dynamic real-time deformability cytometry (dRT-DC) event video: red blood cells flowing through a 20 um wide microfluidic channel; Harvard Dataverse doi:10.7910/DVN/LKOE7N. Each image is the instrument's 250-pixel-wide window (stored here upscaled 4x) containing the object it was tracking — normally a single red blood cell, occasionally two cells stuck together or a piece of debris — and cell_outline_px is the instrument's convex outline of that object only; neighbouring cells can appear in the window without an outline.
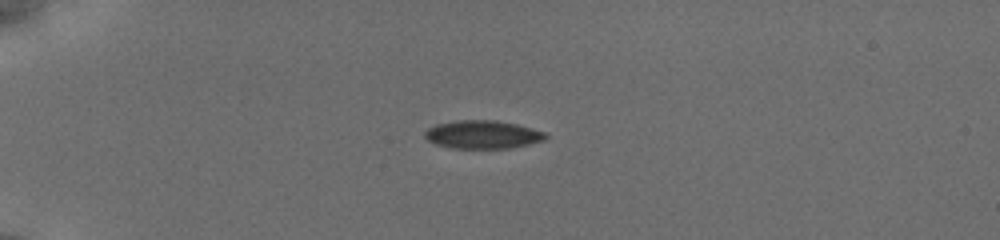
{"species": "common noctule bat (a hibernating species)", "species_latin": "Nyctalus noctula", "temperature_condition": "cold", "stored_images_in_passage": 45, "camera_frame_rate_fps": 3000, "um_per_image_px": 0.085, "animal": {"sex": "female", "body_mass_g": 19.5, "forearm_length_mm": 54.1}, "frame": {"image": 1, "passage_image": 5, "time_ms": 1.333, "image_size_px": [1000, 240], "cell_outline_px": [[548, 136], [544, 140], [528, 144], [508, 148], [452, 148], [436, 144], [428, 140], [424, 136], [424, 132], [428, 128], [436, 124], [456, 120], [496, 120], [516, 124], [532, 128], [544, 132]], "centroid_in_image_um": [41.0, 11.43], "position_along_channel_um": 44.0, "area_um2": 19.77}}
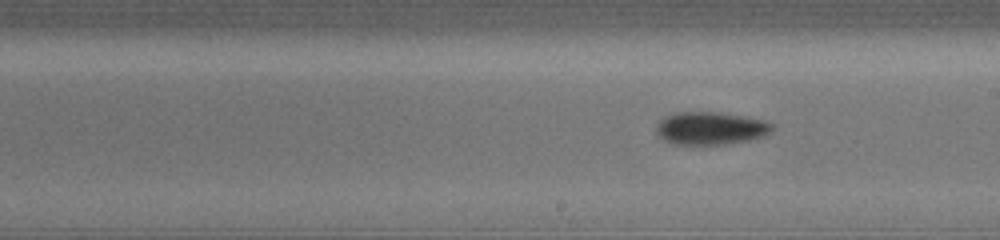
{"frame": {"image": 2, "passage_image": 23, "time_ms": 7.333, "image_size_px": [1000, 240], "cell_outline_px": [[776, 128], [772, 132], [764, 136], [752, 140], [728, 144], [672, 144], [656, 136], [656, 124], [664, 116], [676, 112], [720, 112], [744, 116], [764, 120], [776, 124]], "centroid_in_image_um": [60.43, 10.9], "position_along_channel_um": 228.6, "area_um2": 22.72}}
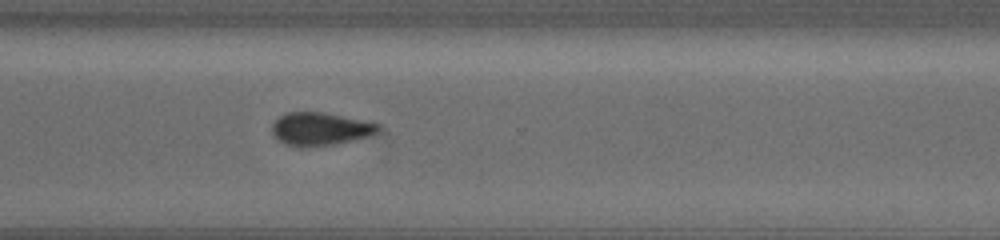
{"frame": {"image": 3, "passage_image": 32, "time_ms": 10.333, "image_size_px": [1000, 240], "cell_outline_px": [[380, 128], [376, 132], [352, 140], [332, 144], [300, 148], [284, 144], [272, 132], [272, 124], [280, 116], [288, 112], [324, 112], [380, 124]], "centroid_in_image_um": [27.17, 10.96], "position_along_channel_um": 343.4, "area_um2": 20.06}, "authors_computed_cell_mechanics": {"area_um2": 20.1722, "velocity_mm_per_s": 3.8338, "shape_relaxation_time_tau1_ms": 7.5165, "shape_relaxation_time_tau2_ms": null, "deformation_change_tau1": 0.1458, "deformation_change_tau2": null}}